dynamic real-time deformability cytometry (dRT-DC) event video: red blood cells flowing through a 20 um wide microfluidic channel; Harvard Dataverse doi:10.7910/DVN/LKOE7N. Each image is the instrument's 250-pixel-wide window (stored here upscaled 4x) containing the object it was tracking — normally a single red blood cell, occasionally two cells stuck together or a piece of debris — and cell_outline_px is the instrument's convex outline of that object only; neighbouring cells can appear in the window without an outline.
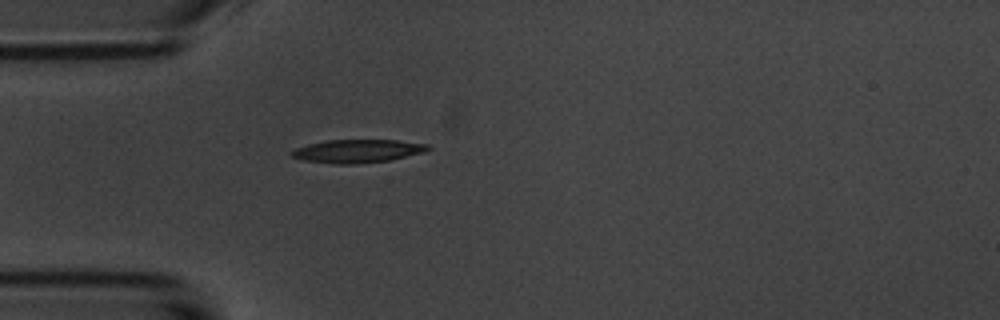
{"species": "common noctule bat (a hibernating species)", "species_latin": "Nyctalus noctula", "temperature_condition": "room temperature", "stored_images_in_passage": 1, "camera_frame_rate_fps": 3000, "um_per_image_px": 0.085, "animal": {"sex": "male", "body_mass_g": 20.1, "forearm_length_mm": 53.5}, "frame": {"image": 1, "passage_image": 1, "time_ms": 0.0, "image_size_px": [1000, 320], "cell_outline_px": [[432, 148], [424, 152], [388, 160], [352, 164], [336, 164], [304, 160], [292, 156], [288, 152], [296, 148], [308, 144], [324, 140], [396, 140], [428, 144]], "centroid_in_image_um": [30.37, 12.83], "position_along_channel_um": 54.6, "area_um2": 18.32}}